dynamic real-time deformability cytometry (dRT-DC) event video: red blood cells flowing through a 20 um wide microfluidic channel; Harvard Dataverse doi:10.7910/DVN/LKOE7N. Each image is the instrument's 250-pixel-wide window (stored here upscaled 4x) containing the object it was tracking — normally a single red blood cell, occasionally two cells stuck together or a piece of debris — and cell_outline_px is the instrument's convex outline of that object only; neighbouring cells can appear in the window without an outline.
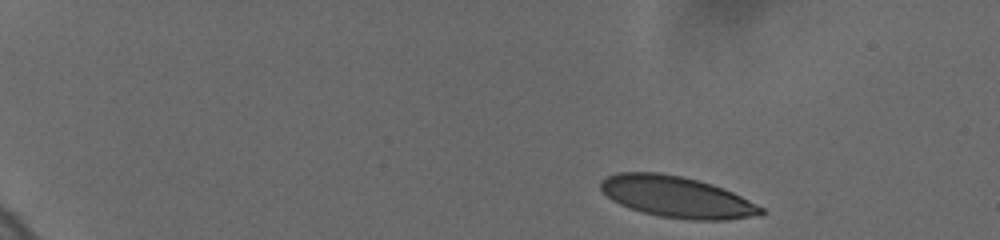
{"species": "human", "species_latin": "Homo sapiens", "temperature_condition": "cold", "stored_images_in_passage": 32, "camera_frame_rate_fps": 3000, "um_per_image_px": 0.085, "donor": {"sex": "female"}, "frame": {"image": 1, "passage_image": 1, "time_ms": 0.0, "image_size_px": [1000, 240], "cell_outline_px": [[764, 212], [760, 216], [728, 220], [688, 220], [660, 216], [644, 212], [620, 204], [612, 200], [600, 188], [600, 180], [616, 172], [660, 172], [680, 176], [712, 184], [724, 188], [764, 208]], "centroid_in_image_um": [57.54, 16.74], "position_along_channel_um": 27.5, "area_um2": 38.44}}
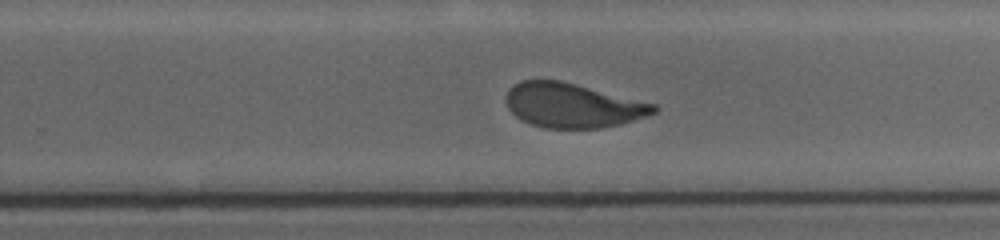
{"frame": {"image": 2, "passage_image": 18, "time_ms": 10.333, "image_size_px": [1000, 240], "cell_outline_px": [[660, 108], [656, 112], [620, 124], [600, 128], [544, 128], [520, 120], [508, 108], [504, 100], [508, 88], [512, 84], [520, 80], [560, 80], [656, 104]], "centroid_in_image_um": [48.62, 8.95], "position_along_channel_um": 281.2, "area_um2": 38.32}}
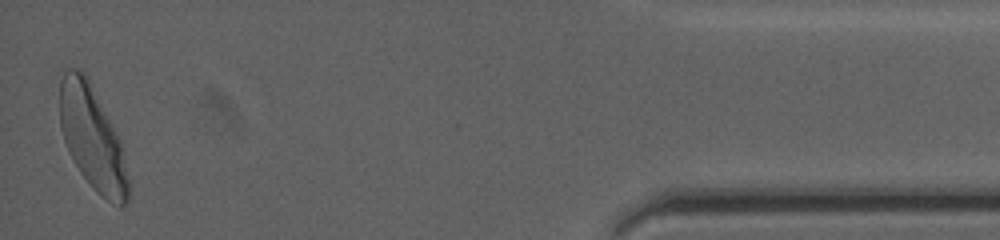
{"frame": {"image": 3, "passage_image": 32, "time_ms": 16.0, "image_size_px": [1000, 240], "cell_outline_px": [[128, 200], [120, 208], [112, 204], [100, 196], [92, 188], [80, 172], [72, 160], [68, 152], [60, 128], [60, 80], [64, 72], [68, 68], [76, 68], [84, 72], [120, 140], [128, 180]], "centroid_in_image_um": [7.82, 11.77], "position_along_channel_um": 427.4, "area_um2": 40.92}, "authors_computed_cell_mechanics": {"area_um2": 39.0439, "velocity_mm_per_s": 3.661, "shape_relaxation_time_tau1_ms": 4.5796, "shape_relaxation_time_tau2_ms": null, "deformation_change_tau1": 0.1462, "deformation_change_tau2": null}}